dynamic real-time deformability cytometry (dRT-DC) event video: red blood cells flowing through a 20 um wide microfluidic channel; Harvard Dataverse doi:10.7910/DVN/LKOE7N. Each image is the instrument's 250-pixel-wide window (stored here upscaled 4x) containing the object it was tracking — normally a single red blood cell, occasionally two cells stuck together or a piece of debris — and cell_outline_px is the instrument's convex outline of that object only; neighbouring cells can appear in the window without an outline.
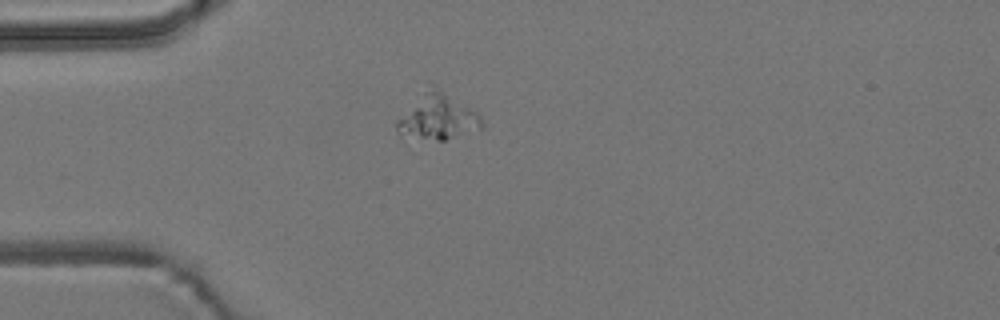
{"species": "common noctule bat (a hibernating species)", "species_latin": "Nyctalus noctula", "temperature_condition": "room temperature", "stored_images_in_passage": 3, "camera_frame_rate_fps": 3000, "um_per_image_px": 0.085, "animal": {"sex": "male", "body_mass_g": 19.2, "forearm_length_mm": 51.8}, "frame": {"image": 1, "passage_image": 3, "time_ms": 3.667, "image_size_px": [1000, 320], "cell_outline_px": [[488, 128], [444, 140], [436, 140], [400, 136], [396, 132], [396, 120], [432, 84], [440, 88], [476, 112], [480, 116]], "centroid_in_image_um": [37.25, 9.98], "position_along_channel_um": 47.8, "area_um2": 22.6}}